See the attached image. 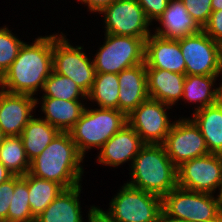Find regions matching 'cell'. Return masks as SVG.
I'll return each mask as SVG.
<instances>
[{
	"instance_id": "d4e9b609",
	"label": "cell",
	"mask_w": 222,
	"mask_h": 222,
	"mask_svg": "<svg viewBox=\"0 0 222 222\" xmlns=\"http://www.w3.org/2000/svg\"><path fill=\"white\" fill-rule=\"evenodd\" d=\"M64 188L55 181L35 177L28 172L29 204L36 218Z\"/></svg>"
},
{
	"instance_id": "603a6c76",
	"label": "cell",
	"mask_w": 222,
	"mask_h": 222,
	"mask_svg": "<svg viewBox=\"0 0 222 222\" xmlns=\"http://www.w3.org/2000/svg\"><path fill=\"white\" fill-rule=\"evenodd\" d=\"M221 75H186L182 101L195 103V111L213 105L220 100V86L215 82ZM184 99V100H183Z\"/></svg>"
},
{
	"instance_id": "cb8c5ba5",
	"label": "cell",
	"mask_w": 222,
	"mask_h": 222,
	"mask_svg": "<svg viewBox=\"0 0 222 222\" xmlns=\"http://www.w3.org/2000/svg\"><path fill=\"white\" fill-rule=\"evenodd\" d=\"M59 132L47 121L33 116L20 135L28 160L39 156Z\"/></svg>"
},
{
	"instance_id": "e575fe53",
	"label": "cell",
	"mask_w": 222,
	"mask_h": 222,
	"mask_svg": "<svg viewBox=\"0 0 222 222\" xmlns=\"http://www.w3.org/2000/svg\"><path fill=\"white\" fill-rule=\"evenodd\" d=\"M114 1L115 0H77V2L85 4L89 9L88 11L92 13H100Z\"/></svg>"
},
{
	"instance_id": "1f68e13d",
	"label": "cell",
	"mask_w": 222,
	"mask_h": 222,
	"mask_svg": "<svg viewBox=\"0 0 222 222\" xmlns=\"http://www.w3.org/2000/svg\"><path fill=\"white\" fill-rule=\"evenodd\" d=\"M21 178V176H13L0 184V221L7 222L8 209L14 193L15 184Z\"/></svg>"
},
{
	"instance_id": "7a4b0ae2",
	"label": "cell",
	"mask_w": 222,
	"mask_h": 222,
	"mask_svg": "<svg viewBox=\"0 0 222 222\" xmlns=\"http://www.w3.org/2000/svg\"><path fill=\"white\" fill-rule=\"evenodd\" d=\"M83 160L84 157L77 150L70 133L59 132L42 153L30 162L29 173L55 181L68 189L81 184Z\"/></svg>"
},
{
	"instance_id": "83f0119b",
	"label": "cell",
	"mask_w": 222,
	"mask_h": 222,
	"mask_svg": "<svg viewBox=\"0 0 222 222\" xmlns=\"http://www.w3.org/2000/svg\"><path fill=\"white\" fill-rule=\"evenodd\" d=\"M43 96L69 101L87 100V94L71 79L52 70L46 79L43 88Z\"/></svg>"
},
{
	"instance_id": "6da1fadb",
	"label": "cell",
	"mask_w": 222,
	"mask_h": 222,
	"mask_svg": "<svg viewBox=\"0 0 222 222\" xmlns=\"http://www.w3.org/2000/svg\"><path fill=\"white\" fill-rule=\"evenodd\" d=\"M52 61L53 34L37 37L31 44L24 42L18 56L0 78V88L35 97L53 70Z\"/></svg>"
},
{
	"instance_id": "2e32d148",
	"label": "cell",
	"mask_w": 222,
	"mask_h": 222,
	"mask_svg": "<svg viewBox=\"0 0 222 222\" xmlns=\"http://www.w3.org/2000/svg\"><path fill=\"white\" fill-rule=\"evenodd\" d=\"M146 68L185 74L186 65L179 40L166 39L154 33L145 40Z\"/></svg>"
},
{
	"instance_id": "f35d334b",
	"label": "cell",
	"mask_w": 222,
	"mask_h": 222,
	"mask_svg": "<svg viewBox=\"0 0 222 222\" xmlns=\"http://www.w3.org/2000/svg\"><path fill=\"white\" fill-rule=\"evenodd\" d=\"M212 11L222 10V0H211Z\"/></svg>"
},
{
	"instance_id": "5bb4252c",
	"label": "cell",
	"mask_w": 222,
	"mask_h": 222,
	"mask_svg": "<svg viewBox=\"0 0 222 222\" xmlns=\"http://www.w3.org/2000/svg\"><path fill=\"white\" fill-rule=\"evenodd\" d=\"M38 100L31 95L9 93L0 88V130L6 136H20L34 116Z\"/></svg>"
},
{
	"instance_id": "f546056e",
	"label": "cell",
	"mask_w": 222,
	"mask_h": 222,
	"mask_svg": "<svg viewBox=\"0 0 222 222\" xmlns=\"http://www.w3.org/2000/svg\"><path fill=\"white\" fill-rule=\"evenodd\" d=\"M14 35L16 34H13L8 27L0 28V78L9 69L24 44V41Z\"/></svg>"
},
{
	"instance_id": "8992f818",
	"label": "cell",
	"mask_w": 222,
	"mask_h": 222,
	"mask_svg": "<svg viewBox=\"0 0 222 222\" xmlns=\"http://www.w3.org/2000/svg\"><path fill=\"white\" fill-rule=\"evenodd\" d=\"M107 211L100 209L112 222H155L162 211V198L134 188L127 183L111 199Z\"/></svg>"
},
{
	"instance_id": "3957f363",
	"label": "cell",
	"mask_w": 222,
	"mask_h": 222,
	"mask_svg": "<svg viewBox=\"0 0 222 222\" xmlns=\"http://www.w3.org/2000/svg\"><path fill=\"white\" fill-rule=\"evenodd\" d=\"M127 184L163 198L178 186L177 167L163 144H144L134 158Z\"/></svg>"
},
{
	"instance_id": "74e56055",
	"label": "cell",
	"mask_w": 222,
	"mask_h": 222,
	"mask_svg": "<svg viewBox=\"0 0 222 222\" xmlns=\"http://www.w3.org/2000/svg\"><path fill=\"white\" fill-rule=\"evenodd\" d=\"M12 177L13 175L11 174V172L7 168H5L0 162V184L6 182Z\"/></svg>"
},
{
	"instance_id": "8fae6325",
	"label": "cell",
	"mask_w": 222,
	"mask_h": 222,
	"mask_svg": "<svg viewBox=\"0 0 222 222\" xmlns=\"http://www.w3.org/2000/svg\"><path fill=\"white\" fill-rule=\"evenodd\" d=\"M178 187L222 196V155L206 154L184 162L177 168Z\"/></svg>"
},
{
	"instance_id": "484cf974",
	"label": "cell",
	"mask_w": 222,
	"mask_h": 222,
	"mask_svg": "<svg viewBox=\"0 0 222 222\" xmlns=\"http://www.w3.org/2000/svg\"><path fill=\"white\" fill-rule=\"evenodd\" d=\"M119 82L118 74L96 73L87 101L97 103L99 108L118 110Z\"/></svg>"
},
{
	"instance_id": "f1b7e54d",
	"label": "cell",
	"mask_w": 222,
	"mask_h": 222,
	"mask_svg": "<svg viewBox=\"0 0 222 222\" xmlns=\"http://www.w3.org/2000/svg\"><path fill=\"white\" fill-rule=\"evenodd\" d=\"M28 173L16 184L9 205L7 222H35L29 204Z\"/></svg>"
},
{
	"instance_id": "e0dca14e",
	"label": "cell",
	"mask_w": 222,
	"mask_h": 222,
	"mask_svg": "<svg viewBox=\"0 0 222 222\" xmlns=\"http://www.w3.org/2000/svg\"><path fill=\"white\" fill-rule=\"evenodd\" d=\"M118 110L128 116L149 99L146 64L142 63L118 73Z\"/></svg>"
},
{
	"instance_id": "5b68a950",
	"label": "cell",
	"mask_w": 222,
	"mask_h": 222,
	"mask_svg": "<svg viewBox=\"0 0 222 222\" xmlns=\"http://www.w3.org/2000/svg\"><path fill=\"white\" fill-rule=\"evenodd\" d=\"M176 187L162 198V210L184 222H222V196Z\"/></svg>"
},
{
	"instance_id": "60d3db41",
	"label": "cell",
	"mask_w": 222,
	"mask_h": 222,
	"mask_svg": "<svg viewBox=\"0 0 222 222\" xmlns=\"http://www.w3.org/2000/svg\"><path fill=\"white\" fill-rule=\"evenodd\" d=\"M220 86V101L222 102V82L219 84Z\"/></svg>"
},
{
	"instance_id": "30bf717a",
	"label": "cell",
	"mask_w": 222,
	"mask_h": 222,
	"mask_svg": "<svg viewBox=\"0 0 222 222\" xmlns=\"http://www.w3.org/2000/svg\"><path fill=\"white\" fill-rule=\"evenodd\" d=\"M99 14L104 16V33L137 37L144 41L152 33L149 30L152 23L137 0H115Z\"/></svg>"
},
{
	"instance_id": "4fadbf2b",
	"label": "cell",
	"mask_w": 222,
	"mask_h": 222,
	"mask_svg": "<svg viewBox=\"0 0 222 222\" xmlns=\"http://www.w3.org/2000/svg\"><path fill=\"white\" fill-rule=\"evenodd\" d=\"M163 146L177 168L186 161L209 154L199 127L190 117L174 121Z\"/></svg>"
},
{
	"instance_id": "44dd1931",
	"label": "cell",
	"mask_w": 222,
	"mask_h": 222,
	"mask_svg": "<svg viewBox=\"0 0 222 222\" xmlns=\"http://www.w3.org/2000/svg\"><path fill=\"white\" fill-rule=\"evenodd\" d=\"M41 111L43 120L57 128L60 132H69L81 117L86 106L83 100H63L41 97ZM83 103V104H82Z\"/></svg>"
},
{
	"instance_id": "4dcf8cb0",
	"label": "cell",
	"mask_w": 222,
	"mask_h": 222,
	"mask_svg": "<svg viewBox=\"0 0 222 222\" xmlns=\"http://www.w3.org/2000/svg\"><path fill=\"white\" fill-rule=\"evenodd\" d=\"M191 17L203 29L211 15V0H181Z\"/></svg>"
},
{
	"instance_id": "277c9868",
	"label": "cell",
	"mask_w": 222,
	"mask_h": 222,
	"mask_svg": "<svg viewBox=\"0 0 222 222\" xmlns=\"http://www.w3.org/2000/svg\"><path fill=\"white\" fill-rule=\"evenodd\" d=\"M127 124V116L117 109L85 108L79 120L69 131L79 153L100 149L116 132Z\"/></svg>"
},
{
	"instance_id": "ffe728a7",
	"label": "cell",
	"mask_w": 222,
	"mask_h": 222,
	"mask_svg": "<svg viewBox=\"0 0 222 222\" xmlns=\"http://www.w3.org/2000/svg\"><path fill=\"white\" fill-rule=\"evenodd\" d=\"M63 189L59 195L36 217L35 222H84L81 202V186Z\"/></svg>"
},
{
	"instance_id": "ba28073f",
	"label": "cell",
	"mask_w": 222,
	"mask_h": 222,
	"mask_svg": "<svg viewBox=\"0 0 222 222\" xmlns=\"http://www.w3.org/2000/svg\"><path fill=\"white\" fill-rule=\"evenodd\" d=\"M83 48L72 46L62 32L53 34V71L71 78L88 94L93 86L96 71L93 59L88 58Z\"/></svg>"
},
{
	"instance_id": "ab89813d",
	"label": "cell",
	"mask_w": 222,
	"mask_h": 222,
	"mask_svg": "<svg viewBox=\"0 0 222 222\" xmlns=\"http://www.w3.org/2000/svg\"><path fill=\"white\" fill-rule=\"evenodd\" d=\"M6 135L0 130V146L2 145Z\"/></svg>"
},
{
	"instance_id": "52a82bcc",
	"label": "cell",
	"mask_w": 222,
	"mask_h": 222,
	"mask_svg": "<svg viewBox=\"0 0 222 222\" xmlns=\"http://www.w3.org/2000/svg\"><path fill=\"white\" fill-rule=\"evenodd\" d=\"M93 62L96 73L118 74L124 69L145 63V41L142 38L105 33Z\"/></svg>"
},
{
	"instance_id": "7c38bea8",
	"label": "cell",
	"mask_w": 222,
	"mask_h": 222,
	"mask_svg": "<svg viewBox=\"0 0 222 222\" xmlns=\"http://www.w3.org/2000/svg\"><path fill=\"white\" fill-rule=\"evenodd\" d=\"M171 107L173 106L149 98L127 116V123L144 144H163L174 124L166 111Z\"/></svg>"
},
{
	"instance_id": "d590c367",
	"label": "cell",
	"mask_w": 222,
	"mask_h": 222,
	"mask_svg": "<svg viewBox=\"0 0 222 222\" xmlns=\"http://www.w3.org/2000/svg\"><path fill=\"white\" fill-rule=\"evenodd\" d=\"M88 222H112L100 212L98 206H90L88 212Z\"/></svg>"
},
{
	"instance_id": "8d00e7d4",
	"label": "cell",
	"mask_w": 222,
	"mask_h": 222,
	"mask_svg": "<svg viewBox=\"0 0 222 222\" xmlns=\"http://www.w3.org/2000/svg\"><path fill=\"white\" fill-rule=\"evenodd\" d=\"M155 222H184V221L177 218H173L162 210Z\"/></svg>"
},
{
	"instance_id": "7402d4cb",
	"label": "cell",
	"mask_w": 222,
	"mask_h": 222,
	"mask_svg": "<svg viewBox=\"0 0 222 222\" xmlns=\"http://www.w3.org/2000/svg\"><path fill=\"white\" fill-rule=\"evenodd\" d=\"M192 120L199 127L209 153L222 155V102L194 111Z\"/></svg>"
},
{
	"instance_id": "836d02e7",
	"label": "cell",
	"mask_w": 222,
	"mask_h": 222,
	"mask_svg": "<svg viewBox=\"0 0 222 222\" xmlns=\"http://www.w3.org/2000/svg\"><path fill=\"white\" fill-rule=\"evenodd\" d=\"M143 8L147 18L151 21H156L167 8L169 0H137Z\"/></svg>"
},
{
	"instance_id": "9c48e42d",
	"label": "cell",
	"mask_w": 222,
	"mask_h": 222,
	"mask_svg": "<svg viewBox=\"0 0 222 222\" xmlns=\"http://www.w3.org/2000/svg\"><path fill=\"white\" fill-rule=\"evenodd\" d=\"M186 75H221L222 45L203 30L179 39Z\"/></svg>"
},
{
	"instance_id": "ac0fdd59",
	"label": "cell",
	"mask_w": 222,
	"mask_h": 222,
	"mask_svg": "<svg viewBox=\"0 0 222 222\" xmlns=\"http://www.w3.org/2000/svg\"><path fill=\"white\" fill-rule=\"evenodd\" d=\"M156 21L160 25L154 34L171 40H179L202 30L181 0H169L167 8Z\"/></svg>"
},
{
	"instance_id": "d6986e66",
	"label": "cell",
	"mask_w": 222,
	"mask_h": 222,
	"mask_svg": "<svg viewBox=\"0 0 222 222\" xmlns=\"http://www.w3.org/2000/svg\"><path fill=\"white\" fill-rule=\"evenodd\" d=\"M149 97L174 106L183 97L186 74L146 68Z\"/></svg>"
},
{
	"instance_id": "4316f807",
	"label": "cell",
	"mask_w": 222,
	"mask_h": 222,
	"mask_svg": "<svg viewBox=\"0 0 222 222\" xmlns=\"http://www.w3.org/2000/svg\"><path fill=\"white\" fill-rule=\"evenodd\" d=\"M0 162L13 176L26 175L30 170L25 148L20 136H6L0 146Z\"/></svg>"
},
{
	"instance_id": "9a60e30c",
	"label": "cell",
	"mask_w": 222,
	"mask_h": 222,
	"mask_svg": "<svg viewBox=\"0 0 222 222\" xmlns=\"http://www.w3.org/2000/svg\"><path fill=\"white\" fill-rule=\"evenodd\" d=\"M143 145L140 136L127 123L99 149L97 162L112 167L128 161L132 164Z\"/></svg>"
},
{
	"instance_id": "d6a6232c",
	"label": "cell",
	"mask_w": 222,
	"mask_h": 222,
	"mask_svg": "<svg viewBox=\"0 0 222 222\" xmlns=\"http://www.w3.org/2000/svg\"><path fill=\"white\" fill-rule=\"evenodd\" d=\"M202 30L215 42L222 45V10L213 11Z\"/></svg>"
}]
</instances>
